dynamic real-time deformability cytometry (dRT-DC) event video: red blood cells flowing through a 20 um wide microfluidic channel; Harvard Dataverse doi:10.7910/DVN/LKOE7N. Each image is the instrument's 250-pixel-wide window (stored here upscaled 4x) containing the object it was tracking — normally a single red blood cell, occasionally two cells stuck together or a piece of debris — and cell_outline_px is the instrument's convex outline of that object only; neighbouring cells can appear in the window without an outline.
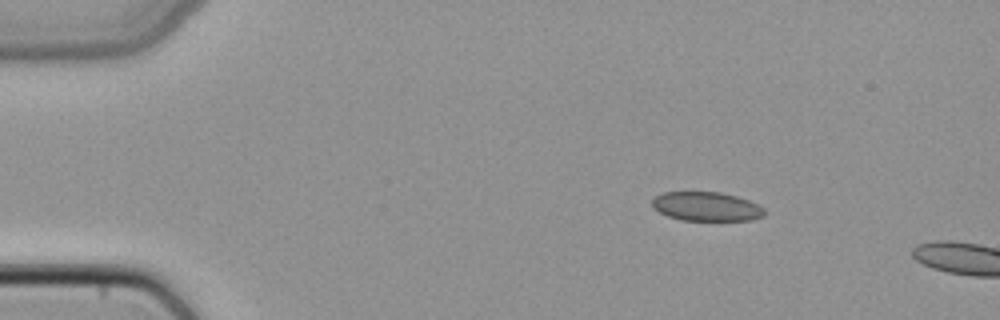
{"species": "common noctule bat (a hibernating species)", "species_latin": "Nyctalus noctula", "temperature_condition": "cold", "stored_images_in_passage": 2, "camera_frame_rate_fps": 3000, "um_per_image_px": 0.085, "animal": {"sex": "female", "body_mass_g": 22.7, "forearm_length_mm": 54.2}, "frame": {"image": 1, "passage_image": 1, "time_ms": 0.0, "image_size_px": [1000, 320], "cell_outline_px": [[764, 216], [752, 220], [680, 220], [668, 216], [652, 208], [652, 200], [656, 196], [664, 192], [720, 192], [736, 196], [760, 204], [764, 208]], "centroid_in_image_um": [60.06, 17.55], "position_along_channel_um": 24.9, "area_um2": 19.07}}